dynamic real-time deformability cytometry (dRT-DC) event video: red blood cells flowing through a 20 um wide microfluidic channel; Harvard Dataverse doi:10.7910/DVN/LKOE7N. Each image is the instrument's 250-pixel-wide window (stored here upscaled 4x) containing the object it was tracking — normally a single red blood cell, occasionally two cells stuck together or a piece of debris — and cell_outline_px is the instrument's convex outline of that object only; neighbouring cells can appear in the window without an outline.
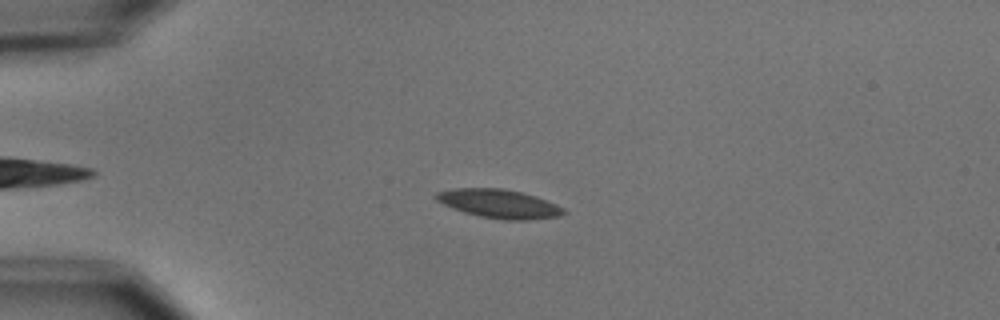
{"species": "common noctule bat (a hibernating species)", "species_latin": "Nyctalus noctula", "temperature_condition": "cold", "stored_images_in_passage": 8, "camera_frame_rate_fps": 3000, "um_per_image_px": 0.085, "animal": {"sex": "male", "body_mass_g": 15.6}, "frame": {"image": 1, "passage_image": 4, "time_ms": 3.333, "image_size_px": [1000, 320], "cell_outline_px": [[568, 212], [560, 216], [528, 220], [504, 220], [480, 216], [464, 212], [452, 208], [436, 200], [432, 196], [436, 192], [452, 188], [504, 188], [536, 196], [556, 204], [564, 208]], "centroid_in_image_um": [42.41, 17.31], "position_along_channel_um": 42.6, "area_um2": 21.5}}
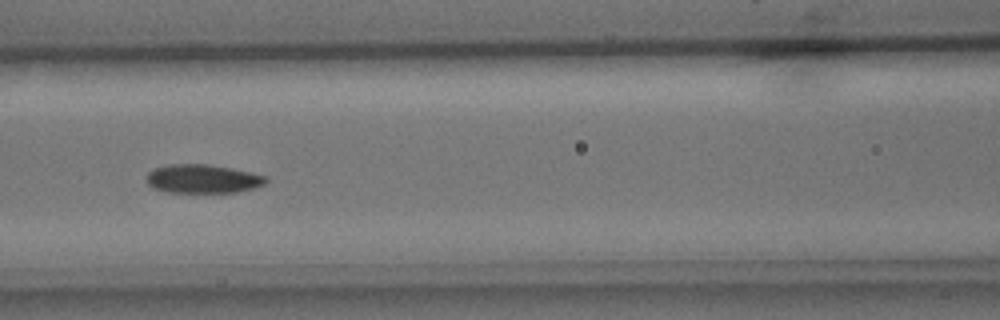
{"frame": {"image": 2, "passage_image": 7, "time_ms": 7.0, "image_size_px": [1000, 320], "cell_outline_px": [[268, 180], [264, 184], [252, 188], [236, 192], [168, 192], [152, 188], [148, 184], [148, 172], [152, 168], [168, 164], [208, 164], [232, 168], [252, 172], [268, 176]], "centroid_in_image_um": [17.23, 15.19], "position_along_channel_um": 149.4, "area_um2": 20.06}}
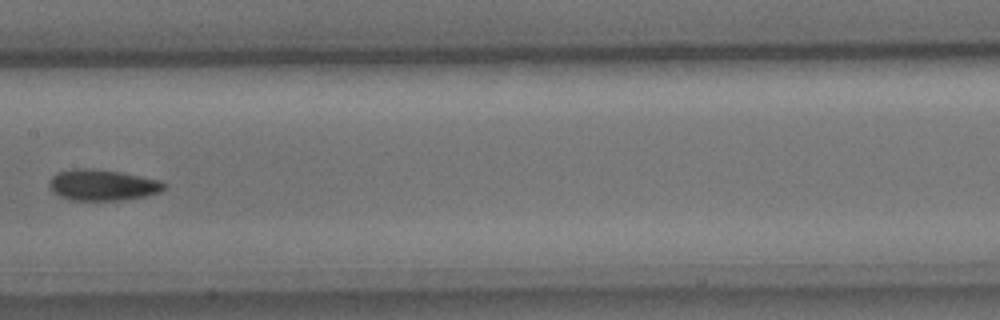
{"frame": {"image": 3, "passage_image": 8, "time_ms": 8.333, "image_size_px": [1000, 320], "cell_outline_px": [[168, 184], [160, 192], [144, 196], [120, 200], [72, 200], [60, 196], [52, 192], [48, 184], [52, 176], [56, 172], [76, 168], [92, 168], [120, 172], [160, 180]], "centroid_in_image_um": [8.69, 15.72], "position_along_channel_um": 198.7, "area_um2": 20.81}}